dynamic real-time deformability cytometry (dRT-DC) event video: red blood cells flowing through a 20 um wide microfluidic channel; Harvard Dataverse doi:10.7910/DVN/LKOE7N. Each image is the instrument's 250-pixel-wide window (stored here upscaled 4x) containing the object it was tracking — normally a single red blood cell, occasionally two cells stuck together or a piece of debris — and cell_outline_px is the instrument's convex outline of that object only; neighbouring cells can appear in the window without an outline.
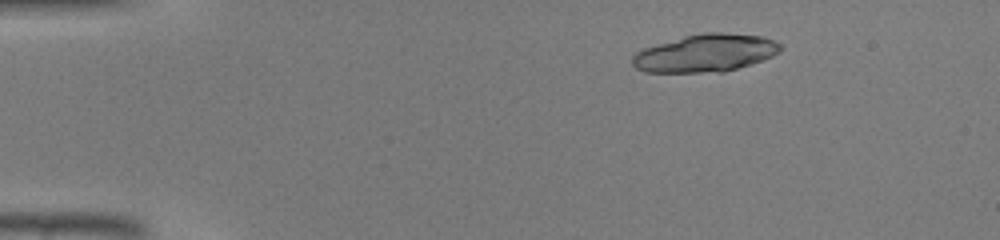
{"species": "common noctule bat (a hibernating species)", "species_latin": "Nyctalus noctula", "temperature_condition": "warm", "stored_images_in_passage": 40, "camera_frame_rate_fps": 3000, "um_per_image_px": 0.085, "animal": {"sex": "male", "body_mass_g": 19.0, "forearm_length_mm": 50.8}, "frame": {"image": 1, "passage_image": 2, "time_ms": 0.333, "image_size_px": [1000, 240], "cell_outline_px": [[780, 52], [772, 56], [724, 72], [644, 72], [636, 68], [632, 64], [632, 56], [636, 52], [644, 48], [684, 36], [704, 32], [720, 32], [760, 36], [776, 40], [780, 44]], "centroid_in_image_um": [59.94, 4.51], "position_along_channel_um": 25.1, "area_um2": 32.25}}